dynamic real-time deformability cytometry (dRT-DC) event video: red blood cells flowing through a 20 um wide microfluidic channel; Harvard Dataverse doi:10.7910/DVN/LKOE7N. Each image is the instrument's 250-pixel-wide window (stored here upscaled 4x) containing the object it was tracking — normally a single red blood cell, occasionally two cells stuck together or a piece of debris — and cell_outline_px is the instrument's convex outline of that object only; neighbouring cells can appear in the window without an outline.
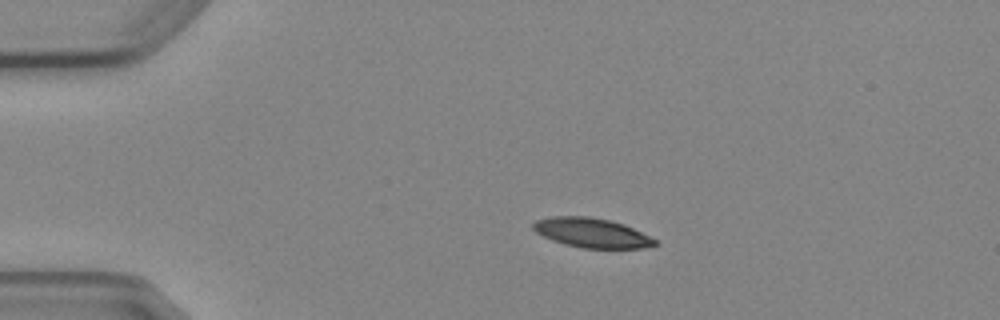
{"species": "Egyptian fruit bat (a non-hibernating species)", "species_latin": "Rousettus aegyptiacus", "temperature_condition": "cold", "stored_images_in_passage": 4, "camera_frame_rate_fps": 3000, "um_per_image_px": 0.085, "animal": {"sex": "female"}, "frame": {"image": 1, "passage_image": 3, "time_ms": 2.333, "image_size_px": [1000, 320], "cell_outline_px": [[656, 244], [644, 248], [580, 248], [564, 244], [552, 240], [536, 232], [532, 228], [532, 224], [536, 220], [552, 216], [588, 216], [608, 220], [624, 224], [656, 240]], "centroid_in_image_um": [50.25, 19.79], "position_along_channel_um": 34.8, "area_um2": 20.75}}